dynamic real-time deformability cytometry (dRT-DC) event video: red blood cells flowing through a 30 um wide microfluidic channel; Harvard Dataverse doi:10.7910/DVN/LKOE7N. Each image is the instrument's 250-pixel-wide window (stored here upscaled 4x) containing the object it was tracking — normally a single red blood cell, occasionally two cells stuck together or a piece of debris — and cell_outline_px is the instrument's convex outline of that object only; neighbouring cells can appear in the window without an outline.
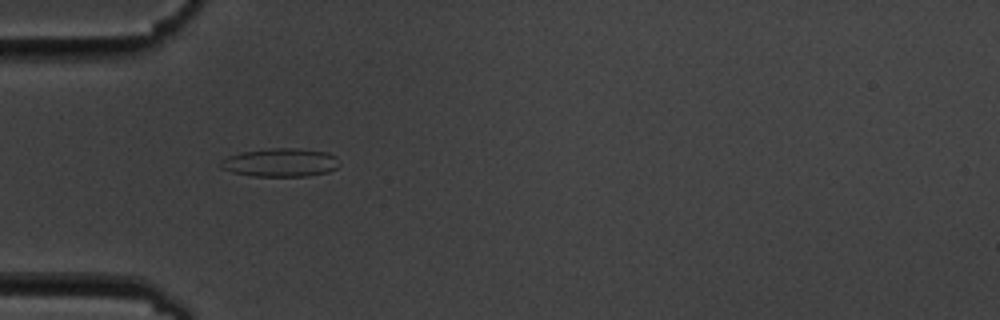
{"species": "common noctule bat (a hibernating species)", "species_latin": "Nyctalus noctula", "temperature_condition": "cold", "stored_images_in_passage": 6, "camera_frame_rate_fps": 3000, "um_per_image_px": 0.085, "animal": {"sex": "male", "body_mass_g": 19.5, "forearm_length_mm": 54.6}, "frame": {"image": 1, "passage_image": 6, "time_ms": 5.667, "image_size_px": [1000, 320], "cell_outline_px": [[340, 164], [336, 168], [328, 172], [308, 176], [252, 176], [232, 172], [220, 168], [220, 160], [228, 156], [244, 152], [272, 148], [296, 148], [328, 152], [336, 156]], "centroid_in_image_um": [23.85, 13.82], "position_along_channel_um": 61.1, "area_um2": 19.71}}